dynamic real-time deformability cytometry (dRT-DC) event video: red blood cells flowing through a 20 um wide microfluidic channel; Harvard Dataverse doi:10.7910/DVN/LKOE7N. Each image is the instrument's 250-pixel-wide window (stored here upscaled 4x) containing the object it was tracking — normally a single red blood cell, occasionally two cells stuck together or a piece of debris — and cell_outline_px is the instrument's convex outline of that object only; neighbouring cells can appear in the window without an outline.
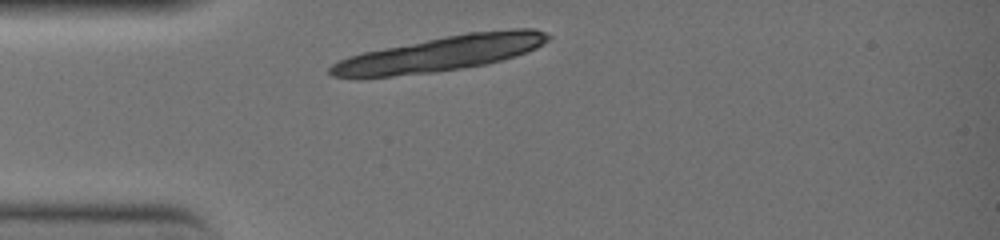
{"species": "common noctule bat (a hibernating species)", "species_latin": "Nyctalus noctula", "temperature_condition": "warm", "stored_images_in_passage": 2, "camera_frame_rate_fps": 3000, "um_per_image_px": 0.085, "animal": {"sex": "female", "body_mass_g": 19.0, "forearm_length_mm": 51.5}, "frame": {"image": 1, "passage_image": 1, "time_ms": 0.0, "image_size_px": [1000, 240], "cell_outline_px": [[156, 164], [144, 168], [24, 168], [16, 164], [16, 160], [44, 156], [120, 156], [156, 160]], "centroid_in_image_um": [7.24, 13.79], "position_along_channel_um": 77.8, "area_um2": 10.92}}